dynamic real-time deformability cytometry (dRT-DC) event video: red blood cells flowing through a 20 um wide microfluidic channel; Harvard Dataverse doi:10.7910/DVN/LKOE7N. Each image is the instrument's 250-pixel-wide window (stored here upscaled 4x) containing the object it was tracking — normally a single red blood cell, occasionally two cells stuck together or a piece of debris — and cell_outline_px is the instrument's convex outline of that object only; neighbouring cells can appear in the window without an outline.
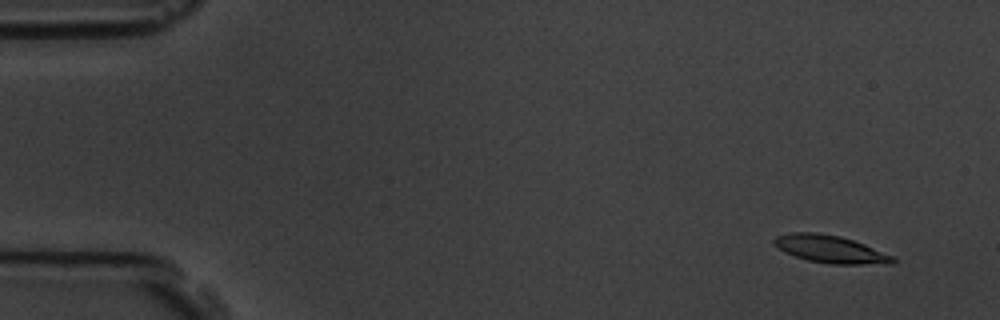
{"species": "common noctule bat (a hibernating species)", "species_latin": "Nyctalus noctula", "temperature_condition": "room temperature", "stored_images_in_passage": 5, "camera_frame_rate_fps": 3000, "um_per_image_px": 0.085, "animal": {"sex": "male", "body_mass_g": 19.5, "forearm_length_mm": 54.6}, "frame": {"image": 1, "passage_image": 2, "time_ms": 1.0, "image_size_px": [1000, 320], "cell_outline_px": [[896, 260], [892, 264], [832, 264], [808, 260], [784, 252], [772, 240], [776, 236], [788, 232], [816, 232], [840, 236], [864, 244], [896, 256]], "centroid_in_image_um": [70.63, 21.17], "position_along_channel_um": 14.4, "area_um2": 19.07}}